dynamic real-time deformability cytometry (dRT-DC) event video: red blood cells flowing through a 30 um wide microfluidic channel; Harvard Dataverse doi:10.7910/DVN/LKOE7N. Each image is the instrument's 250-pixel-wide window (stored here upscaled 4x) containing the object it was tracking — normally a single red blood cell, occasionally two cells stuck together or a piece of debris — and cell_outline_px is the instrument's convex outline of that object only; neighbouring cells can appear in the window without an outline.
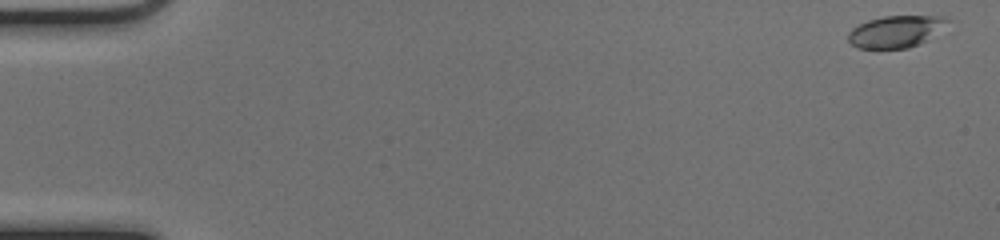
{"species": "common noctule bat (a hibernating species)", "species_latin": "Nyctalus noctula", "temperature_condition": "cold", "stored_images_in_passage": 51, "camera_frame_rate_fps": 3000, "um_per_image_px": 0.085, "animal": {"sex": "female", "body_mass_g": 17.0, "forearm_length_mm": 48.0}, "frame": {"image": 1, "passage_image": 1, "time_ms": 0.0, "image_size_px": [1000, 240], "cell_outline_px": [[948, 20], [928, 40], [908, 48], [856, 48], [848, 40], [848, 32], [852, 28], [868, 20], [884, 16], [944, 16]], "centroid_in_image_um": [76.08, 2.68], "position_along_channel_um": 8.9, "area_um2": 18.09}}
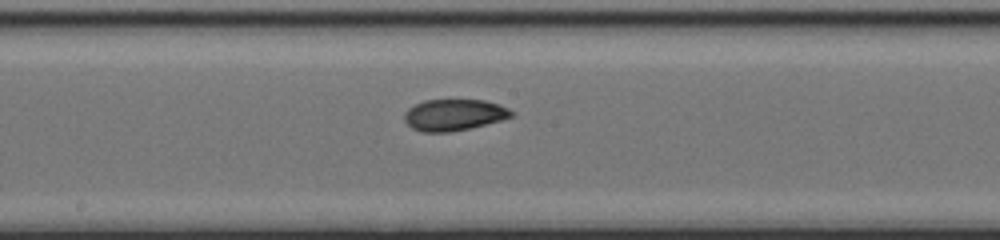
{"frame": {"image": 2, "passage_image": 28, "time_ms": 9.0, "image_size_px": [1000, 240], "cell_outline_px": [[516, 116], [452, 132], [420, 132], [412, 128], [404, 120], [404, 112], [408, 108], [424, 100], [484, 100], [500, 104], [508, 108]], "centroid_in_image_um": [38.57, 9.76], "position_along_channel_um": 209.6, "area_um2": 19.59}}
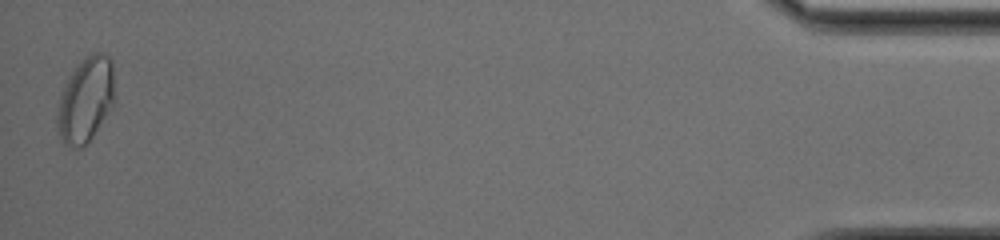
{"frame": {"image": 3, "passage_image": 51, "time_ms": 16.667, "image_size_px": [1000, 240], "cell_outline_px": [[112, 104], [88, 144], [80, 148], [76, 148], [64, 144], [60, 140], [56, 124], [56, 112], [60, 96], [64, 84], [68, 76], [76, 64], [92, 52], [104, 52], [112, 60]], "centroid_in_image_um": [7.22, 8.49], "position_along_channel_um": 428.0, "area_um2": 28.38}, "authors_computed_cell_mechanics": {"area_um2": 19.4208, "velocity_mm_per_s": 4.0301, "shape_relaxation_time_tau1_ms": null, "shape_relaxation_time_tau2_ms": 2.1992, "deformation_change_tau1": null, "deformation_change_tau2": 0.0633}}